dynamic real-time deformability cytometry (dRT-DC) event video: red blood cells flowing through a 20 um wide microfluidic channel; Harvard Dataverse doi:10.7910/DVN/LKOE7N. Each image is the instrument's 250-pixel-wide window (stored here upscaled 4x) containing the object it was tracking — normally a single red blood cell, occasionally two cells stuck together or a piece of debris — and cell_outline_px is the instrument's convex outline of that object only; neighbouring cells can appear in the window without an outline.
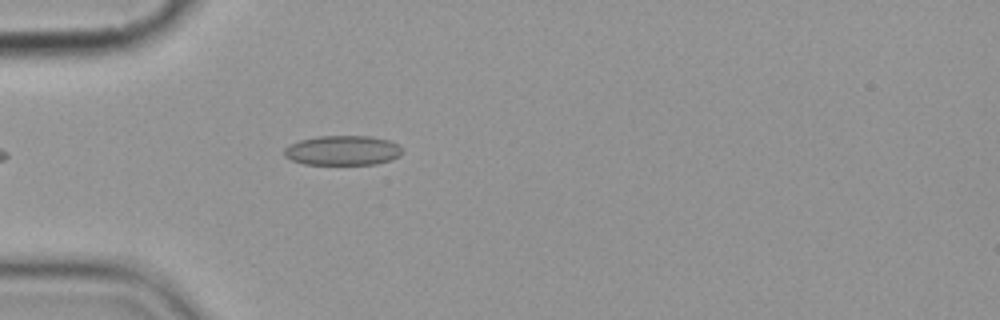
{"species": "common noctule bat (a hibernating species)", "species_latin": "Nyctalus noctula", "temperature_condition": "cold", "stored_images_in_passage": 1, "camera_frame_rate_fps": 3000, "um_per_image_px": 0.085, "animal": {"sex": "female", "body_mass_g": 19.9}, "frame": {"image": 1, "passage_image": 1, "time_ms": 0.0, "image_size_px": [1000, 320], "cell_outline_px": [[400, 156], [376, 164], [304, 164], [292, 160], [284, 156], [284, 148], [288, 144], [300, 140], [316, 136], [372, 136], [388, 140], [396, 144], [400, 148]], "centroid_in_image_um": [29.07, 12.78], "position_along_channel_um": 55.9, "area_um2": 20.35}}